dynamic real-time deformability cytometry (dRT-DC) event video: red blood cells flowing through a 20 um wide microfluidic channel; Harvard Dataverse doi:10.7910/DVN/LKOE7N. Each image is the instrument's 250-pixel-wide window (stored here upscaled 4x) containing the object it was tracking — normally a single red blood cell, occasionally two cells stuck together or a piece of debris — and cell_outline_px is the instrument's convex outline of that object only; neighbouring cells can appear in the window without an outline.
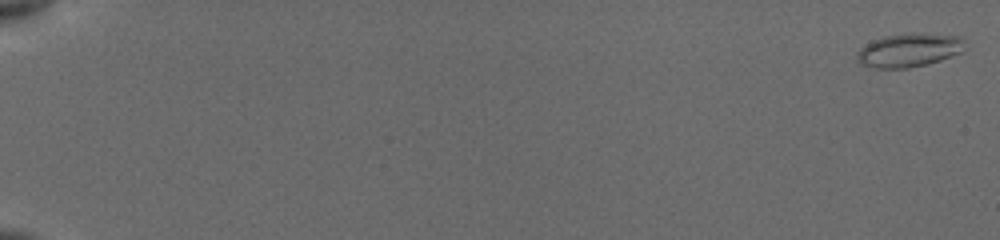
{"species": "common noctule bat (a hibernating species)", "species_latin": "Nyctalus noctula", "temperature_condition": "cold", "stored_images_in_passage": 64, "camera_frame_rate_fps": 3000, "um_per_image_px": 0.085, "animal": {"sex": "female", "body_mass_g": 19.5, "forearm_length_mm": 54.1}, "frame": {"image": 1, "passage_image": 1, "time_ms": 0.0, "image_size_px": [1000, 240], "cell_outline_px": [[964, 52], [940, 60], [908, 68], [876, 68], [860, 64], [856, 60], [856, 52], [860, 48], [872, 40], [884, 36], [912, 32], [960, 36], [964, 40]], "centroid_in_image_um": [77.25, 4.25], "position_along_channel_um": 7.7, "area_um2": 21.33}}
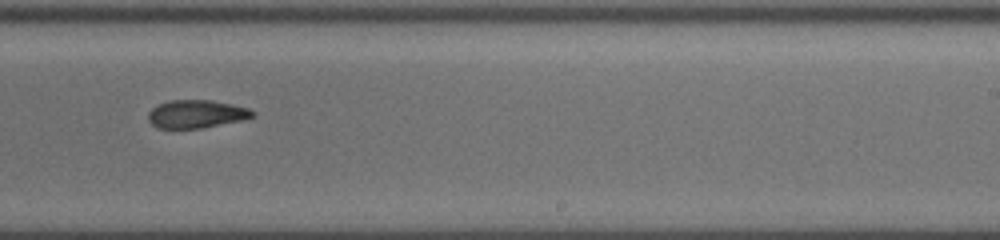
{"frame": {"image": 2, "passage_image": 46, "time_ms": 12.333, "image_size_px": [1000, 240], "cell_outline_px": [[256, 116], [244, 120], [200, 128], [156, 128], [148, 120], [148, 112], [152, 108], [168, 100], [212, 100], [232, 104], [248, 108], [256, 112]], "centroid_in_image_um": [16.71, 9.69], "position_along_channel_um": 272.3, "area_um2": 17.17}}
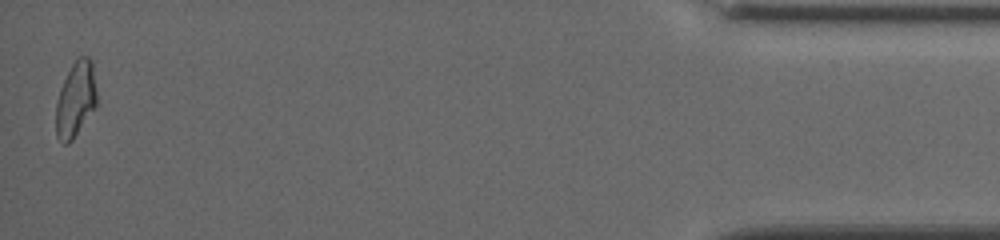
{"frame": {"image": 3, "passage_image": 64, "time_ms": 18.333, "image_size_px": [1000, 240], "cell_outline_px": [[96, 104], [72, 140], [68, 144], [64, 144], [56, 136], [56, 104], [60, 88], [72, 64], [80, 56], [88, 56], [92, 60], [96, 92]], "centroid_in_image_um": [6.41, 8.43], "position_along_channel_um": 428.8, "area_um2": 17.57}, "authors_computed_cell_mechanics": {"area_um2": 18.3226, "velocity_mm_per_s": 3.8383, "shape_relaxation_time_tau1_ms": 7.1444, "shape_relaxation_time_tau2_ms": 7.1723, "deformation_change_tau1": 0.1788, "deformation_change_tau2": 0.1363}}